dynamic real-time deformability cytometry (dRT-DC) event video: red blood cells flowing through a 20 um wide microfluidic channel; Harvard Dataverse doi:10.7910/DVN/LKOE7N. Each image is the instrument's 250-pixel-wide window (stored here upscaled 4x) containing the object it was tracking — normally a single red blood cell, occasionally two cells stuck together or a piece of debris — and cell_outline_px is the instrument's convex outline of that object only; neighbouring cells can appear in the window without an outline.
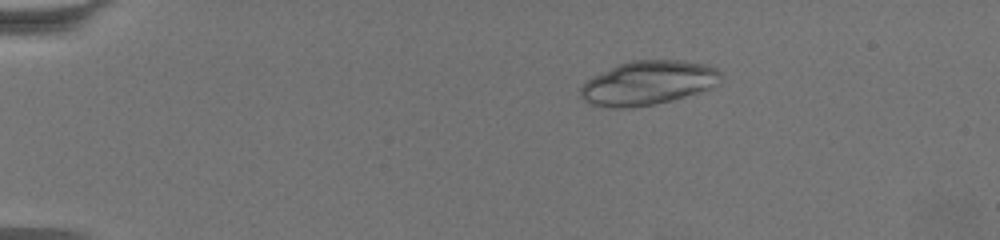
{"species": "common noctule bat (a hibernating species)", "species_latin": "Nyctalus noctula", "temperature_condition": "warm", "stored_images_in_passage": 51, "camera_frame_rate_fps": 3000, "um_per_image_px": 0.085, "animal": {"sex": "female", "body_mass_g": 19.5, "forearm_length_mm": 54.1}, "frame": {"image": 1, "passage_image": 1, "time_ms": 0.0, "image_size_px": [1000, 240], "cell_outline_px": [[720, 72], [704, 88], [696, 92], [672, 100], [656, 104], [632, 108], [616, 108], [592, 104], [584, 100], [580, 92], [580, 88], [588, 80], [620, 64], [632, 60], [684, 60], [704, 64], [716, 68]], "centroid_in_image_um": [54.99, 7.05], "position_along_channel_um": 30.0, "area_um2": 34.68}}